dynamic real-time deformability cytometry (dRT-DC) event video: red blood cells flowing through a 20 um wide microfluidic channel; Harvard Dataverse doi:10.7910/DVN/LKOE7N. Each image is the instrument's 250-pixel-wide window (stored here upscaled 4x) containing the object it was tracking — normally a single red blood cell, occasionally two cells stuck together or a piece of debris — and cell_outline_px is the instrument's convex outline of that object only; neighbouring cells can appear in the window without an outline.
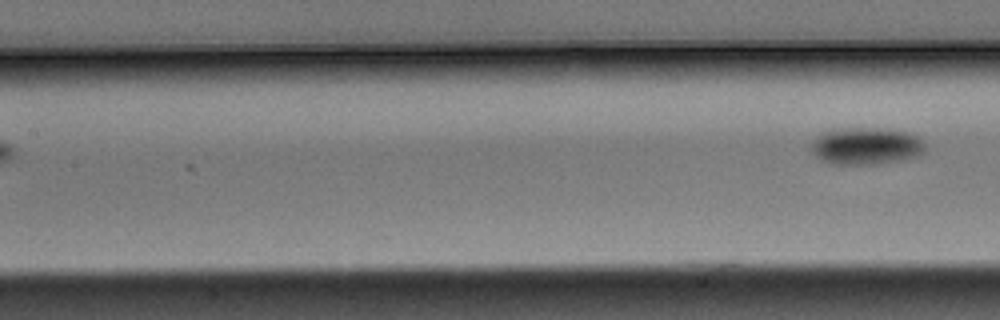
{"species": "Egyptian fruit bat (a non-hibernating species)", "species_latin": "Rousettus aegyptiacus", "temperature_condition": "warm", "stored_images_in_passage": 4, "segment_of_instrument_passage": [2, 2], "camera_frame_rate_fps": 3000, "um_per_image_px": 0.085, "animal": {"sex": "male"}, "frame": {"image": 1, "passage_image": 4, "time_ms": 1.0, "image_size_px": [1000, 320], "cell_outline_px": [[924, 152], [900, 160], [876, 164], [832, 164], [820, 160], [812, 152], [812, 144], [824, 132], [832, 128], [876, 128], [904, 132], [916, 136], [924, 144]], "centroid_in_image_um": [73.57, 12.41], "position_along_channel_um": 133.8, "area_um2": 24.16}}